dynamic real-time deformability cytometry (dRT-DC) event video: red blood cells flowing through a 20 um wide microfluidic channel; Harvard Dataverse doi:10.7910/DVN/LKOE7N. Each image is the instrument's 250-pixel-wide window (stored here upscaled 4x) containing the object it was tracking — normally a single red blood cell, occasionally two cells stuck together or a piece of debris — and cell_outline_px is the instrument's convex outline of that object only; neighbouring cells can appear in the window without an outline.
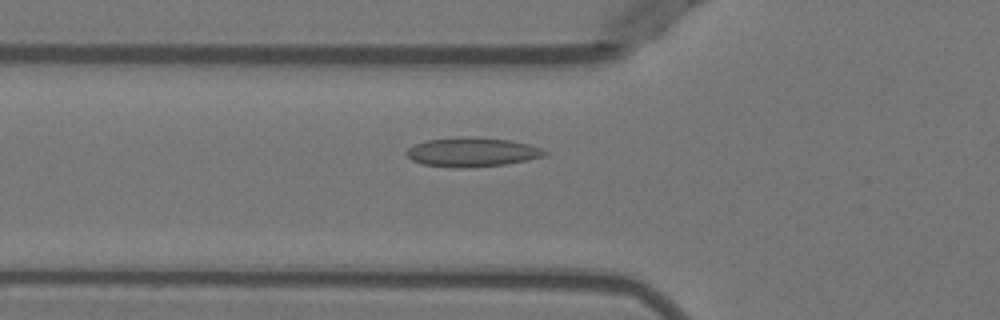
{"species": "Egyptian fruit bat (a non-hibernating species)", "species_latin": "Rousettus aegyptiacus", "temperature_condition": "warm", "stored_images_in_passage": 40, "camera_frame_rate_fps": 3000, "um_per_image_px": 0.085, "animal": {"sex": "female"}, "frame": {"image": 1, "passage_image": 13, "time_ms": 4.0, "image_size_px": [1000, 320], "cell_outline_px": [[548, 152], [544, 156], [528, 160], [504, 164], [424, 164], [412, 160], [404, 152], [408, 148], [416, 144], [428, 140], [460, 136], [464, 136], [512, 140], [528, 144], [540, 148]], "centroid_in_image_um": [40.17, 12.86], "position_along_channel_um": 85.6, "area_um2": 22.14}}
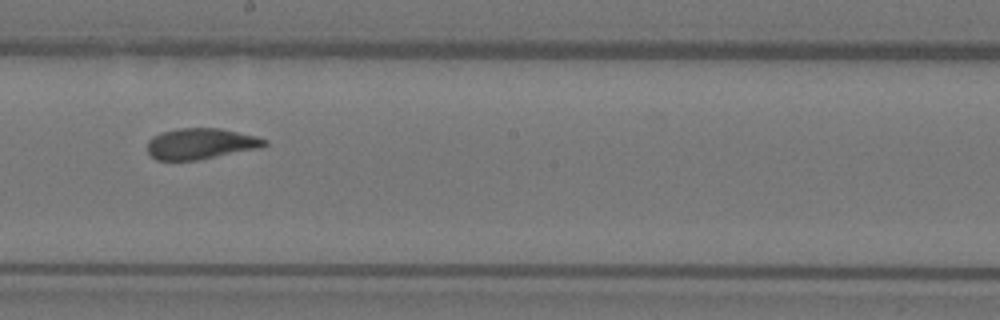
{"frame": {"image": 2, "passage_image": 24, "time_ms": 7.667, "image_size_px": [1000, 320], "cell_outline_px": [[268, 144], [260, 148], [196, 160], [156, 160], [148, 152], [148, 140], [152, 136], [176, 128], [220, 128], [256, 136], [268, 140]], "centroid_in_image_um": [17.07, 12.21], "position_along_channel_um": 231.1, "area_um2": 21.04}}
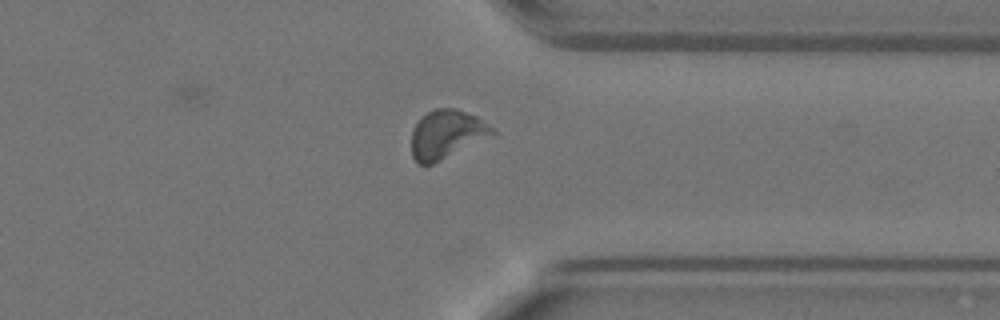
{"frame": {"image": 3, "passage_image": 35, "time_ms": 11.333, "image_size_px": [1000, 320], "cell_outline_px": [[496, 136], [432, 164], [416, 164], [412, 156], [412, 128], [428, 112], [436, 108], [456, 108], [476, 116], [496, 128]], "centroid_in_image_um": [38.03, 11.43], "position_along_channel_um": 373.4, "area_um2": 23.29}, "authors_computed_cell_mechanics": {"area_um2": 22.0796, "velocity_mm_per_s": 3.9634, "shape_relaxation_time_tau1_ms": 4.7132, "shape_relaxation_time_tau2_ms": 1.2355, "deformation_change_tau1": 0.1363, "deformation_change_tau2": 0.0639}}